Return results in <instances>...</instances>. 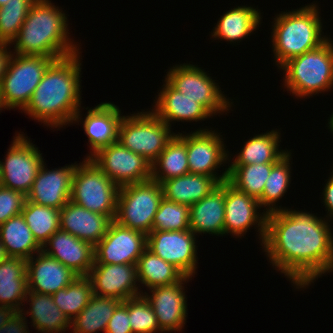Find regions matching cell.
<instances>
[{"label":"cell","mask_w":333,"mask_h":333,"mask_svg":"<svg viewBox=\"0 0 333 333\" xmlns=\"http://www.w3.org/2000/svg\"><path fill=\"white\" fill-rule=\"evenodd\" d=\"M328 222L315 213L286 207L267 214L262 249L272 266L297 289H306L333 271V234Z\"/></svg>","instance_id":"obj_1"},{"label":"cell","mask_w":333,"mask_h":333,"mask_svg":"<svg viewBox=\"0 0 333 333\" xmlns=\"http://www.w3.org/2000/svg\"><path fill=\"white\" fill-rule=\"evenodd\" d=\"M80 56V52H77L55 60L48 67L22 109L26 115L53 129L81 120Z\"/></svg>","instance_id":"obj_2"},{"label":"cell","mask_w":333,"mask_h":333,"mask_svg":"<svg viewBox=\"0 0 333 333\" xmlns=\"http://www.w3.org/2000/svg\"><path fill=\"white\" fill-rule=\"evenodd\" d=\"M62 11L50 0H36L11 44L12 52L56 60L79 52L80 48L69 37L68 19Z\"/></svg>","instance_id":"obj_3"},{"label":"cell","mask_w":333,"mask_h":333,"mask_svg":"<svg viewBox=\"0 0 333 333\" xmlns=\"http://www.w3.org/2000/svg\"><path fill=\"white\" fill-rule=\"evenodd\" d=\"M317 7L312 3L275 15L271 41L279 68L286 61L320 47L329 39L322 36L323 24Z\"/></svg>","instance_id":"obj_4"},{"label":"cell","mask_w":333,"mask_h":333,"mask_svg":"<svg viewBox=\"0 0 333 333\" xmlns=\"http://www.w3.org/2000/svg\"><path fill=\"white\" fill-rule=\"evenodd\" d=\"M284 88L296 98H307L330 91L333 87V41L329 38L320 47L286 61Z\"/></svg>","instance_id":"obj_5"},{"label":"cell","mask_w":333,"mask_h":333,"mask_svg":"<svg viewBox=\"0 0 333 333\" xmlns=\"http://www.w3.org/2000/svg\"><path fill=\"white\" fill-rule=\"evenodd\" d=\"M120 187L89 158L76 166L70 200L94 213L115 219Z\"/></svg>","instance_id":"obj_6"},{"label":"cell","mask_w":333,"mask_h":333,"mask_svg":"<svg viewBox=\"0 0 333 333\" xmlns=\"http://www.w3.org/2000/svg\"><path fill=\"white\" fill-rule=\"evenodd\" d=\"M130 115L120 121L118 142L152 164L176 133L152 110Z\"/></svg>","instance_id":"obj_7"},{"label":"cell","mask_w":333,"mask_h":333,"mask_svg":"<svg viewBox=\"0 0 333 333\" xmlns=\"http://www.w3.org/2000/svg\"><path fill=\"white\" fill-rule=\"evenodd\" d=\"M162 198L161 184L153 179L121 186L114 221L148 235Z\"/></svg>","instance_id":"obj_8"},{"label":"cell","mask_w":333,"mask_h":333,"mask_svg":"<svg viewBox=\"0 0 333 333\" xmlns=\"http://www.w3.org/2000/svg\"><path fill=\"white\" fill-rule=\"evenodd\" d=\"M55 60L44 56L12 54L0 82L1 97L7 110H22L27 105L46 70Z\"/></svg>","instance_id":"obj_9"},{"label":"cell","mask_w":333,"mask_h":333,"mask_svg":"<svg viewBox=\"0 0 333 333\" xmlns=\"http://www.w3.org/2000/svg\"><path fill=\"white\" fill-rule=\"evenodd\" d=\"M165 79L180 93L202 104L212 115L227 114L232 102L219 88L216 80L204 69L193 64H180L170 68ZM209 75V76H208ZM231 102V103H230Z\"/></svg>","instance_id":"obj_10"},{"label":"cell","mask_w":333,"mask_h":333,"mask_svg":"<svg viewBox=\"0 0 333 333\" xmlns=\"http://www.w3.org/2000/svg\"><path fill=\"white\" fill-rule=\"evenodd\" d=\"M177 135L186 143L189 173L211 176L219 184L227 180L228 168L219 176L216 172L217 168L220 169L223 163H227V160L230 162L231 159L220 133L209 130V128H200L193 133H185L184 135L179 132Z\"/></svg>","instance_id":"obj_11"},{"label":"cell","mask_w":333,"mask_h":333,"mask_svg":"<svg viewBox=\"0 0 333 333\" xmlns=\"http://www.w3.org/2000/svg\"><path fill=\"white\" fill-rule=\"evenodd\" d=\"M13 139L4 162L0 161L2 185L26 196L44 159L40 150L25 134L17 133Z\"/></svg>","instance_id":"obj_12"},{"label":"cell","mask_w":333,"mask_h":333,"mask_svg":"<svg viewBox=\"0 0 333 333\" xmlns=\"http://www.w3.org/2000/svg\"><path fill=\"white\" fill-rule=\"evenodd\" d=\"M89 159L119 187L151 179V163L118 141L100 148Z\"/></svg>","instance_id":"obj_13"},{"label":"cell","mask_w":333,"mask_h":333,"mask_svg":"<svg viewBox=\"0 0 333 333\" xmlns=\"http://www.w3.org/2000/svg\"><path fill=\"white\" fill-rule=\"evenodd\" d=\"M196 236L189 230H152L147 235L146 248L192 278L197 269Z\"/></svg>","instance_id":"obj_14"},{"label":"cell","mask_w":333,"mask_h":333,"mask_svg":"<svg viewBox=\"0 0 333 333\" xmlns=\"http://www.w3.org/2000/svg\"><path fill=\"white\" fill-rule=\"evenodd\" d=\"M146 245V234L113 220L106 235L94 246V264H137Z\"/></svg>","instance_id":"obj_15"},{"label":"cell","mask_w":333,"mask_h":333,"mask_svg":"<svg viewBox=\"0 0 333 333\" xmlns=\"http://www.w3.org/2000/svg\"><path fill=\"white\" fill-rule=\"evenodd\" d=\"M257 209H261L257 199L236 189L225 180L224 235L231 233L233 236L242 237L250 227L256 225L262 245L265 238L267 213H261V210Z\"/></svg>","instance_id":"obj_16"},{"label":"cell","mask_w":333,"mask_h":333,"mask_svg":"<svg viewBox=\"0 0 333 333\" xmlns=\"http://www.w3.org/2000/svg\"><path fill=\"white\" fill-rule=\"evenodd\" d=\"M87 277L98 296L125 301L143 293L136 264H94Z\"/></svg>","instance_id":"obj_17"},{"label":"cell","mask_w":333,"mask_h":333,"mask_svg":"<svg viewBox=\"0 0 333 333\" xmlns=\"http://www.w3.org/2000/svg\"><path fill=\"white\" fill-rule=\"evenodd\" d=\"M189 279L191 278L184 276L175 284L150 288V295L147 292L142 293L154 310L159 328L163 332L181 331L186 323L187 298L183 285L188 283Z\"/></svg>","instance_id":"obj_18"},{"label":"cell","mask_w":333,"mask_h":333,"mask_svg":"<svg viewBox=\"0 0 333 333\" xmlns=\"http://www.w3.org/2000/svg\"><path fill=\"white\" fill-rule=\"evenodd\" d=\"M43 162L26 200L42 206L61 208L70 200L76 162L61 168L46 169Z\"/></svg>","instance_id":"obj_19"},{"label":"cell","mask_w":333,"mask_h":333,"mask_svg":"<svg viewBox=\"0 0 333 333\" xmlns=\"http://www.w3.org/2000/svg\"><path fill=\"white\" fill-rule=\"evenodd\" d=\"M35 255L26 260L28 291L53 295L78 277L70 268L42 250Z\"/></svg>","instance_id":"obj_20"},{"label":"cell","mask_w":333,"mask_h":333,"mask_svg":"<svg viewBox=\"0 0 333 333\" xmlns=\"http://www.w3.org/2000/svg\"><path fill=\"white\" fill-rule=\"evenodd\" d=\"M42 251L78 276H87L95 262L93 245L61 229L51 235Z\"/></svg>","instance_id":"obj_21"},{"label":"cell","mask_w":333,"mask_h":333,"mask_svg":"<svg viewBox=\"0 0 333 333\" xmlns=\"http://www.w3.org/2000/svg\"><path fill=\"white\" fill-rule=\"evenodd\" d=\"M151 110L169 127L177 122L199 121L212 115L202 104L175 89L166 79Z\"/></svg>","instance_id":"obj_22"},{"label":"cell","mask_w":333,"mask_h":333,"mask_svg":"<svg viewBox=\"0 0 333 333\" xmlns=\"http://www.w3.org/2000/svg\"><path fill=\"white\" fill-rule=\"evenodd\" d=\"M59 221L61 230L95 246L106 235L113 220L69 200L60 210Z\"/></svg>","instance_id":"obj_23"},{"label":"cell","mask_w":333,"mask_h":333,"mask_svg":"<svg viewBox=\"0 0 333 333\" xmlns=\"http://www.w3.org/2000/svg\"><path fill=\"white\" fill-rule=\"evenodd\" d=\"M122 117L120 108L111 102H103L88 109L82 121L91 150L86 158L100 148L118 141V129Z\"/></svg>","instance_id":"obj_24"},{"label":"cell","mask_w":333,"mask_h":333,"mask_svg":"<svg viewBox=\"0 0 333 333\" xmlns=\"http://www.w3.org/2000/svg\"><path fill=\"white\" fill-rule=\"evenodd\" d=\"M225 181L189 207V229L195 234L224 235Z\"/></svg>","instance_id":"obj_25"},{"label":"cell","mask_w":333,"mask_h":333,"mask_svg":"<svg viewBox=\"0 0 333 333\" xmlns=\"http://www.w3.org/2000/svg\"><path fill=\"white\" fill-rule=\"evenodd\" d=\"M28 292L26 260L7 257L0 262V306L22 311ZM23 302V303H22Z\"/></svg>","instance_id":"obj_26"},{"label":"cell","mask_w":333,"mask_h":333,"mask_svg":"<svg viewBox=\"0 0 333 333\" xmlns=\"http://www.w3.org/2000/svg\"><path fill=\"white\" fill-rule=\"evenodd\" d=\"M219 183L211 176L188 173L161 183L163 197L178 204L188 205L203 199Z\"/></svg>","instance_id":"obj_27"},{"label":"cell","mask_w":333,"mask_h":333,"mask_svg":"<svg viewBox=\"0 0 333 333\" xmlns=\"http://www.w3.org/2000/svg\"><path fill=\"white\" fill-rule=\"evenodd\" d=\"M261 17V12L252 6L234 7L221 16L211 36L230 43L240 42L257 30Z\"/></svg>","instance_id":"obj_28"},{"label":"cell","mask_w":333,"mask_h":333,"mask_svg":"<svg viewBox=\"0 0 333 333\" xmlns=\"http://www.w3.org/2000/svg\"><path fill=\"white\" fill-rule=\"evenodd\" d=\"M24 301L30 303V309H28L30 311L27 310L25 313L30 315L31 323L38 332L62 333L71 329L69 319L56 306L52 295L28 291Z\"/></svg>","instance_id":"obj_29"},{"label":"cell","mask_w":333,"mask_h":333,"mask_svg":"<svg viewBox=\"0 0 333 333\" xmlns=\"http://www.w3.org/2000/svg\"><path fill=\"white\" fill-rule=\"evenodd\" d=\"M0 241L8 257L28 260L42 250L22 214L13 216L0 225Z\"/></svg>","instance_id":"obj_30"},{"label":"cell","mask_w":333,"mask_h":333,"mask_svg":"<svg viewBox=\"0 0 333 333\" xmlns=\"http://www.w3.org/2000/svg\"><path fill=\"white\" fill-rule=\"evenodd\" d=\"M280 141V132L277 129L257 134L244 142V147L230 165L277 163L289 152L279 150Z\"/></svg>","instance_id":"obj_31"},{"label":"cell","mask_w":333,"mask_h":333,"mask_svg":"<svg viewBox=\"0 0 333 333\" xmlns=\"http://www.w3.org/2000/svg\"><path fill=\"white\" fill-rule=\"evenodd\" d=\"M121 302L114 298L93 294L87 306L70 321L71 330L73 333H97L98 331L105 333L109 320Z\"/></svg>","instance_id":"obj_32"},{"label":"cell","mask_w":333,"mask_h":333,"mask_svg":"<svg viewBox=\"0 0 333 333\" xmlns=\"http://www.w3.org/2000/svg\"><path fill=\"white\" fill-rule=\"evenodd\" d=\"M189 173L186 143L175 134L151 164V179L162 183Z\"/></svg>","instance_id":"obj_33"},{"label":"cell","mask_w":333,"mask_h":333,"mask_svg":"<svg viewBox=\"0 0 333 333\" xmlns=\"http://www.w3.org/2000/svg\"><path fill=\"white\" fill-rule=\"evenodd\" d=\"M136 268L138 282L148 289L175 284L184 277L176 267L153 254L147 248L139 257Z\"/></svg>","instance_id":"obj_34"},{"label":"cell","mask_w":333,"mask_h":333,"mask_svg":"<svg viewBox=\"0 0 333 333\" xmlns=\"http://www.w3.org/2000/svg\"><path fill=\"white\" fill-rule=\"evenodd\" d=\"M275 164L228 165L227 181L236 189L259 200L264 191L265 181Z\"/></svg>","instance_id":"obj_35"},{"label":"cell","mask_w":333,"mask_h":333,"mask_svg":"<svg viewBox=\"0 0 333 333\" xmlns=\"http://www.w3.org/2000/svg\"><path fill=\"white\" fill-rule=\"evenodd\" d=\"M21 214L41 247L60 229V210L54 207L25 200Z\"/></svg>","instance_id":"obj_36"},{"label":"cell","mask_w":333,"mask_h":333,"mask_svg":"<svg viewBox=\"0 0 333 333\" xmlns=\"http://www.w3.org/2000/svg\"><path fill=\"white\" fill-rule=\"evenodd\" d=\"M291 154L289 151L272 167L268 179L265 181L263 194L258 201L261 208H266L263 211L267 214L283 210V207L276 206V203L285 195L291 183Z\"/></svg>","instance_id":"obj_37"},{"label":"cell","mask_w":333,"mask_h":333,"mask_svg":"<svg viewBox=\"0 0 333 333\" xmlns=\"http://www.w3.org/2000/svg\"><path fill=\"white\" fill-rule=\"evenodd\" d=\"M93 297L91 281L87 276L76 277L67 287L52 295L56 306L72 321Z\"/></svg>","instance_id":"obj_38"},{"label":"cell","mask_w":333,"mask_h":333,"mask_svg":"<svg viewBox=\"0 0 333 333\" xmlns=\"http://www.w3.org/2000/svg\"><path fill=\"white\" fill-rule=\"evenodd\" d=\"M36 0H9L0 7V43L9 44L16 39L19 29Z\"/></svg>","instance_id":"obj_39"},{"label":"cell","mask_w":333,"mask_h":333,"mask_svg":"<svg viewBox=\"0 0 333 333\" xmlns=\"http://www.w3.org/2000/svg\"><path fill=\"white\" fill-rule=\"evenodd\" d=\"M152 230H189V206L162 198L155 214Z\"/></svg>","instance_id":"obj_40"},{"label":"cell","mask_w":333,"mask_h":333,"mask_svg":"<svg viewBox=\"0 0 333 333\" xmlns=\"http://www.w3.org/2000/svg\"><path fill=\"white\" fill-rule=\"evenodd\" d=\"M129 319L132 333L163 332L154 310L143 294L129 298Z\"/></svg>","instance_id":"obj_41"},{"label":"cell","mask_w":333,"mask_h":333,"mask_svg":"<svg viewBox=\"0 0 333 333\" xmlns=\"http://www.w3.org/2000/svg\"><path fill=\"white\" fill-rule=\"evenodd\" d=\"M26 196L20 191L0 186V225L22 212Z\"/></svg>","instance_id":"obj_42"},{"label":"cell","mask_w":333,"mask_h":333,"mask_svg":"<svg viewBox=\"0 0 333 333\" xmlns=\"http://www.w3.org/2000/svg\"><path fill=\"white\" fill-rule=\"evenodd\" d=\"M105 333H132L129 319V299L122 301L116 307Z\"/></svg>","instance_id":"obj_43"},{"label":"cell","mask_w":333,"mask_h":333,"mask_svg":"<svg viewBox=\"0 0 333 333\" xmlns=\"http://www.w3.org/2000/svg\"><path fill=\"white\" fill-rule=\"evenodd\" d=\"M25 315L23 310L16 311L7 323L0 327V333H29Z\"/></svg>","instance_id":"obj_44"},{"label":"cell","mask_w":333,"mask_h":333,"mask_svg":"<svg viewBox=\"0 0 333 333\" xmlns=\"http://www.w3.org/2000/svg\"><path fill=\"white\" fill-rule=\"evenodd\" d=\"M333 168V167H332ZM331 176L328 177V181L327 183L325 184V188L323 191V202H324V205H325V208H326V211H327V219L329 218V220L332 219L333 217V169H332V172L330 174Z\"/></svg>","instance_id":"obj_45"},{"label":"cell","mask_w":333,"mask_h":333,"mask_svg":"<svg viewBox=\"0 0 333 333\" xmlns=\"http://www.w3.org/2000/svg\"><path fill=\"white\" fill-rule=\"evenodd\" d=\"M8 46L9 48L11 47L9 44L0 43V82L3 79L5 72L7 71L9 61L13 54V52L10 51L11 49H9Z\"/></svg>","instance_id":"obj_46"},{"label":"cell","mask_w":333,"mask_h":333,"mask_svg":"<svg viewBox=\"0 0 333 333\" xmlns=\"http://www.w3.org/2000/svg\"><path fill=\"white\" fill-rule=\"evenodd\" d=\"M16 311L7 306H0V327L5 325Z\"/></svg>","instance_id":"obj_47"},{"label":"cell","mask_w":333,"mask_h":333,"mask_svg":"<svg viewBox=\"0 0 333 333\" xmlns=\"http://www.w3.org/2000/svg\"><path fill=\"white\" fill-rule=\"evenodd\" d=\"M8 257L6 251H5V247L2 244V242L0 241V262L4 259H6Z\"/></svg>","instance_id":"obj_48"},{"label":"cell","mask_w":333,"mask_h":333,"mask_svg":"<svg viewBox=\"0 0 333 333\" xmlns=\"http://www.w3.org/2000/svg\"><path fill=\"white\" fill-rule=\"evenodd\" d=\"M331 117H330V119H328L329 121H328V124H329V126H328V129H330V131L332 132V134H333V113H332V115H330Z\"/></svg>","instance_id":"obj_49"},{"label":"cell","mask_w":333,"mask_h":333,"mask_svg":"<svg viewBox=\"0 0 333 333\" xmlns=\"http://www.w3.org/2000/svg\"><path fill=\"white\" fill-rule=\"evenodd\" d=\"M3 109H7V108L3 104L2 97H1V92H0V111L3 110Z\"/></svg>","instance_id":"obj_50"},{"label":"cell","mask_w":333,"mask_h":333,"mask_svg":"<svg viewBox=\"0 0 333 333\" xmlns=\"http://www.w3.org/2000/svg\"><path fill=\"white\" fill-rule=\"evenodd\" d=\"M9 0H0V7L4 6Z\"/></svg>","instance_id":"obj_51"},{"label":"cell","mask_w":333,"mask_h":333,"mask_svg":"<svg viewBox=\"0 0 333 333\" xmlns=\"http://www.w3.org/2000/svg\"><path fill=\"white\" fill-rule=\"evenodd\" d=\"M0 186H2V178H1V164H0Z\"/></svg>","instance_id":"obj_52"}]
</instances>
